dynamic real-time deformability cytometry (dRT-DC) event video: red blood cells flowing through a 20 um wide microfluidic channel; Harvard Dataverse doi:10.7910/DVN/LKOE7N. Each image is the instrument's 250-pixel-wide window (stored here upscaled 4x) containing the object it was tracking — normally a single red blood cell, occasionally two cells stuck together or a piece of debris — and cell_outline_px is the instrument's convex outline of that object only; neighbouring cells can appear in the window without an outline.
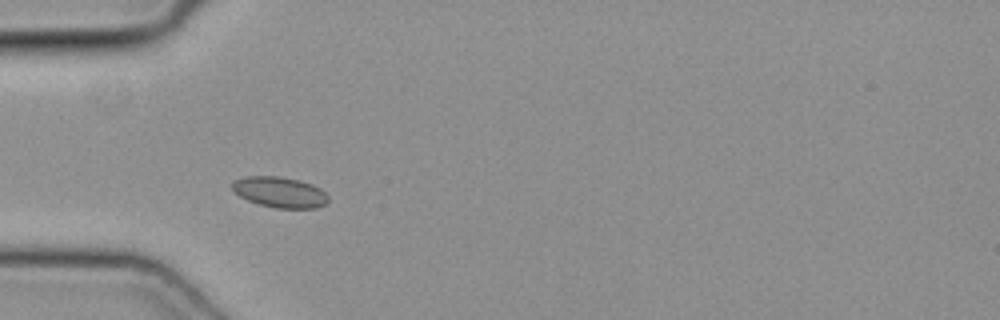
{"species": "common noctule bat (a hibernating species)", "species_latin": "Nyctalus noctula", "temperature_condition": "cold", "stored_images_in_passage": 26, "camera_frame_rate_fps": 3000, "um_per_image_px": 0.085, "animal": {"sex": "female", "body_mass_g": 19.3, "forearm_length_mm": 54.1}, "frame": {"image": 1, "passage_image": 1, "time_ms": 0.0, "image_size_px": [1000, 320], "cell_outline_px": [[328, 200], [324, 204], [316, 208], [276, 208], [260, 204], [248, 200], [240, 196], [232, 188], [232, 180], [244, 176], [280, 176], [300, 180], [312, 184], [320, 188], [328, 196]], "centroid_in_image_um": [23.77, 16.32], "position_along_channel_um": 61.2, "area_um2": 17.17}}
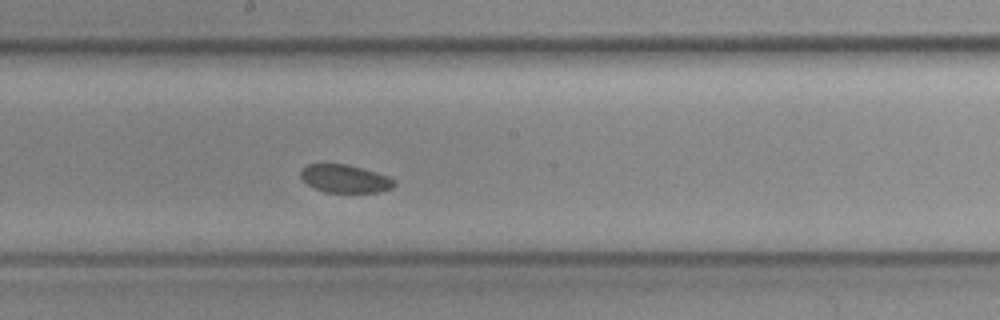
{"frame": {"image": 2, "passage_image": 13, "time_ms": 4.0, "image_size_px": [1000, 320], "cell_outline_px": [[396, 184], [392, 188], [380, 192], [324, 192], [308, 184], [300, 176], [300, 168], [308, 164], [348, 164], [376, 172], [388, 176], [396, 180]], "centroid_in_image_um": [29.34, 15.18], "position_along_channel_um": 218.9, "area_um2": 15.32}}
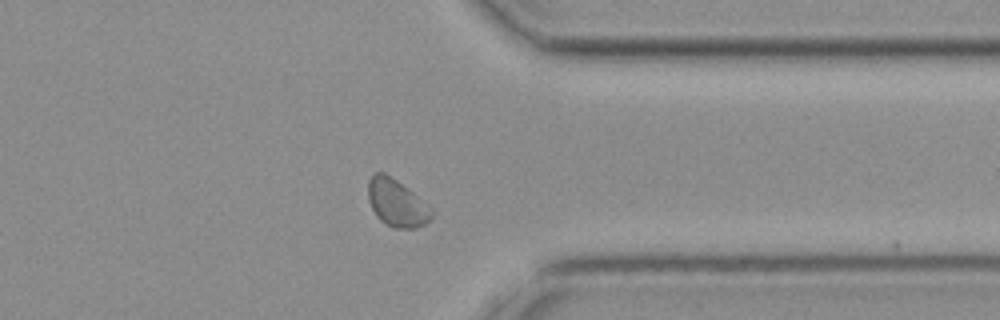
{"frame": {"image": 3, "passage_image": 25, "time_ms": 8.0, "image_size_px": [1000, 320], "cell_outline_px": [[436, 212], [424, 224], [416, 228], [392, 228], [384, 224], [376, 216], [368, 200], [368, 180], [372, 172], [384, 172], [396, 180], [412, 192], [432, 208]], "centroid_in_image_um": [33.7, 17.26], "position_along_channel_um": 377.7, "area_um2": 17.57}}